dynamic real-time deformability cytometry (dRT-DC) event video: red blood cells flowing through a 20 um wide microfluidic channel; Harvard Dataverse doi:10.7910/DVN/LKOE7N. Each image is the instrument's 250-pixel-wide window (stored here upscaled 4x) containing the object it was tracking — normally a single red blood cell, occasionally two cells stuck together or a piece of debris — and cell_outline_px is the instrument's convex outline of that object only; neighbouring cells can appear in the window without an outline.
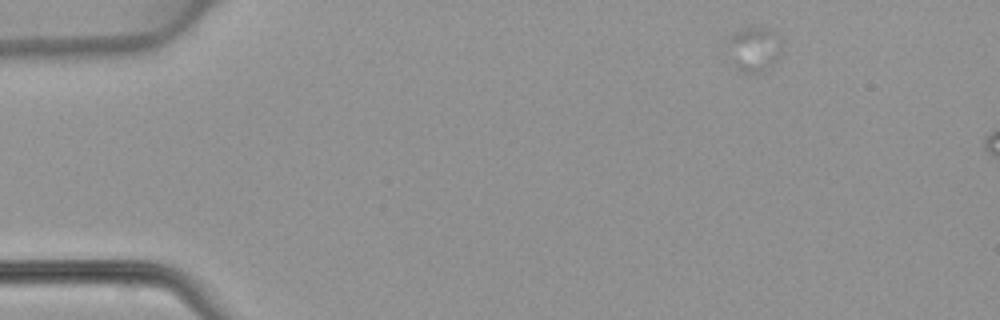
{"species": "common noctule bat (a hibernating species)", "species_latin": "Nyctalus noctula", "temperature_condition": "warm", "stored_images_in_passage": 6, "camera_frame_rate_fps": 3000, "um_per_image_px": 0.085, "animal": {"sex": "female", "body_mass_g": 22.7, "forearm_length_mm": 54.2}, "frame": {"image": 1, "passage_image": 1, "time_ms": 0.0, "image_size_px": [1000, 320], "cell_outline_px": [[780, 56], [760, 76], [744, 72], [736, 68], [724, 40], [732, 32], [744, 24], [748, 24], [764, 28], [776, 36], [780, 40]], "centroid_in_image_um": [64.01, 4.15], "position_along_channel_um": 21.0, "area_um2": 14.74}}